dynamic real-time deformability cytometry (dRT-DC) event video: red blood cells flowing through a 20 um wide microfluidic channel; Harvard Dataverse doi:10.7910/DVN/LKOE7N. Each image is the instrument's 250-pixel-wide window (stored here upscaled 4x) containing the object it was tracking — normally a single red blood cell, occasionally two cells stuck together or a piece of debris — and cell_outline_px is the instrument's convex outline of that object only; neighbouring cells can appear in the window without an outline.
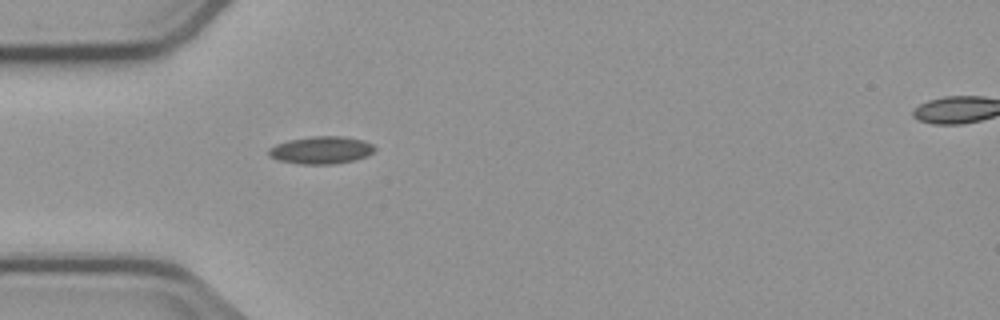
{"species": "common noctule bat (a hibernating species)", "species_latin": "Nyctalus noctula", "temperature_condition": "cold", "stored_images_in_passage": 5, "segment_of_instrument_passage": [1, 2], "camera_frame_rate_fps": 3000, "um_per_image_px": 0.085, "animal": {"sex": "male", "body_mass_g": 23.1, "forearm_length_mm": 52.7}, "frame": {"image": 1, "passage_image": 4, "time_ms": 3.667, "image_size_px": [1000, 320], "cell_outline_px": [[376, 148], [368, 156], [336, 164], [300, 164], [276, 160], [268, 156], [268, 148], [276, 144], [288, 140], [316, 136], [340, 136], [364, 140], [372, 144]], "centroid_in_image_um": [27.27, 12.76], "position_along_channel_um": 57.7, "area_um2": 17.05}}